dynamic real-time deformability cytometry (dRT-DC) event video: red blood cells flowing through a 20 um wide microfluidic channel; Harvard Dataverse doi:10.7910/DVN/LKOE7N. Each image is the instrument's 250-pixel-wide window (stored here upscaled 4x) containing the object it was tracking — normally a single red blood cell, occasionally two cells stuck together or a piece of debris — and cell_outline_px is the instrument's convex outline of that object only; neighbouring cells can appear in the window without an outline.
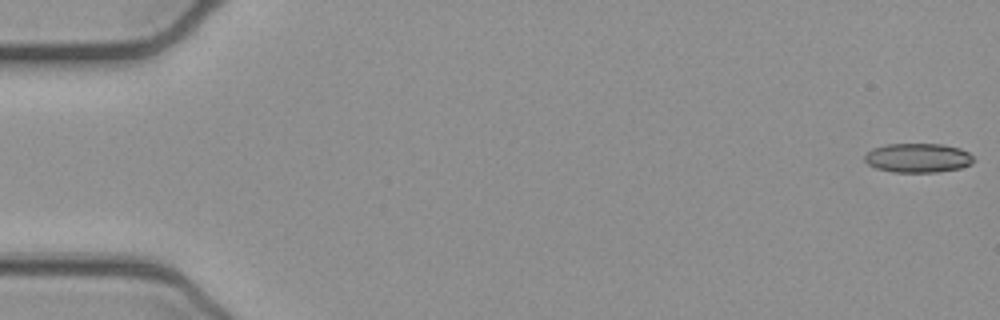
{"species": "common noctule bat (a hibernating species)", "species_latin": "Nyctalus noctula", "temperature_condition": "cold", "stored_images_in_passage": 53, "camera_frame_rate_fps": 3000, "um_per_image_px": 0.085, "animal": {"sex": "female", "body_mass_g": 21.9}, "frame": {"image": 1, "passage_image": 1, "time_ms": 0.0, "image_size_px": [1000, 320], "cell_outline_px": [[976, 160], [972, 164], [960, 168], [936, 172], [892, 172], [876, 168], [868, 164], [864, 160], [864, 156], [872, 148], [888, 144], [944, 144], [960, 148], [968, 152]], "centroid_in_image_um": [78.04, 13.42], "position_along_channel_um": 7.0, "area_um2": 18.67}}
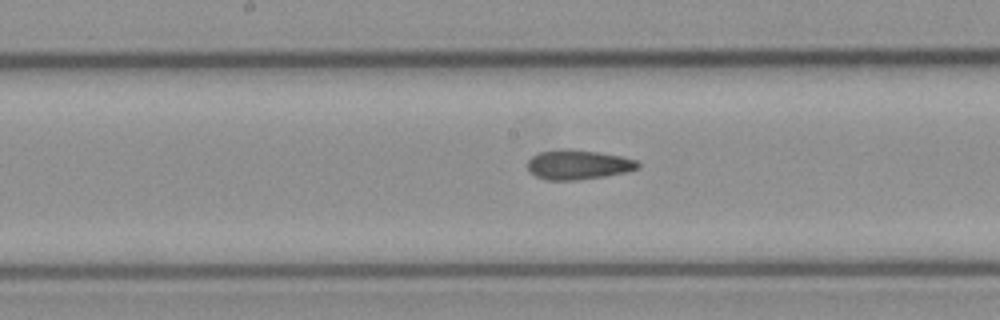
{"frame": {"image": 2, "passage_image": 27, "time_ms": 8.667, "image_size_px": [1000, 320], "cell_outline_px": [[640, 168], [628, 172], [604, 176], [576, 180], [544, 180], [528, 172], [528, 160], [532, 156], [540, 152], [596, 152], [620, 156], [636, 160], [640, 164]], "centroid_in_image_um": [49.17, 14.06], "position_along_channel_um": 199.0, "area_um2": 18.26}}
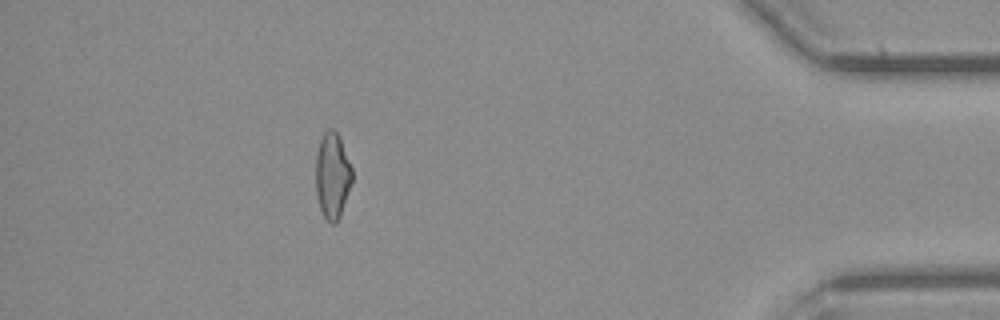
{"frame": {"image": 3, "passage_image": 47, "time_ms": 15.333, "image_size_px": [1000, 320], "cell_outline_px": [[352, 180], [340, 216], [336, 224], [332, 224], [324, 216], [320, 208], [316, 192], [316, 156], [320, 140], [324, 132], [328, 128], [332, 128], [336, 132], [340, 140], [352, 168]], "centroid_in_image_um": [28.24, 14.93], "position_along_channel_um": 407.0, "area_um2": 17.92}, "authors_computed_cell_mechanics": {"area_um2": 18.9584, "velocity_mm_per_s": 3.9115, "shape_relaxation_time_tau1_ms": null, "shape_relaxation_time_tau2_ms": 2.9296, "deformation_change_tau1": null, "deformation_change_tau2": 0.1225}}